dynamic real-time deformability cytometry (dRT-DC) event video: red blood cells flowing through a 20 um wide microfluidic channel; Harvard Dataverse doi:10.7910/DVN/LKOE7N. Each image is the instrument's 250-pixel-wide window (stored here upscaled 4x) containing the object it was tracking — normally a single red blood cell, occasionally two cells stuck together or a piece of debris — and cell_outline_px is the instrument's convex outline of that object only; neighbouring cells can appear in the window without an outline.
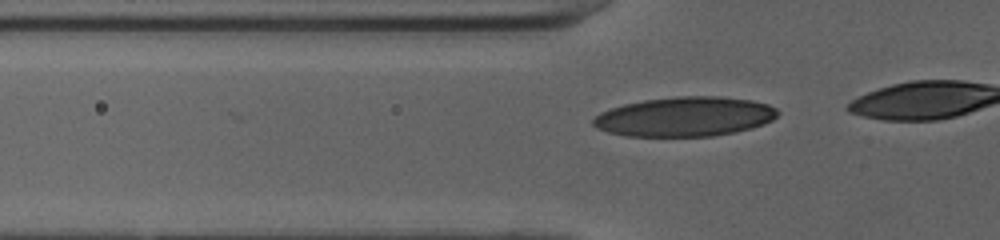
{"species": "human", "species_latin": "Homo sapiens", "temperature_condition": "cold", "stored_images_in_passage": 20, "camera_frame_rate_fps": 3000, "um_per_image_px": 0.085, "donor": {"sex": "female"}, "frame": {"image": 1, "passage_image": 14, "time_ms": 4.333, "image_size_px": [1000, 240], "cell_outline_px": [[780, 112], [772, 120], [764, 124], [752, 128], [736, 132], [712, 136], [624, 136], [608, 132], [596, 128], [592, 124], [592, 120], [600, 112], [624, 104], [644, 100], [676, 96], [720, 96], [752, 100], [768, 104], [776, 108]], "centroid_in_image_um": [58.22, 9.91], "position_along_channel_um": 67.6, "area_um2": 42.71}}
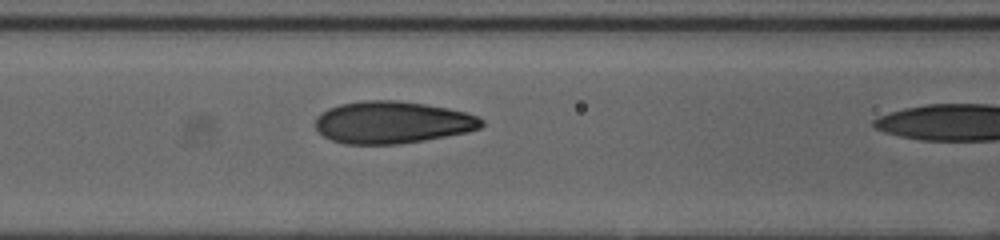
{"frame": {"image": 2, "passage_image": 19, "time_ms": 6.0, "image_size_px": [1000, 240], "cell_outline_px": [[484, 124], [480, 128], [468, 132], [424, 140], [400, 144], [344, 144], [332, 140], [324, 136], [316, 128], [316, 116], [320, 112], [328, 108], [340, 104], [368, 100], [396, 100], [424, 104], [448, 108], [464, 112], [476, 116], [484, 120]], "centroid_in_image_um": [33.34, 10.4], "position_along_channel_um": 133.3, "area_um2": 40.81}}